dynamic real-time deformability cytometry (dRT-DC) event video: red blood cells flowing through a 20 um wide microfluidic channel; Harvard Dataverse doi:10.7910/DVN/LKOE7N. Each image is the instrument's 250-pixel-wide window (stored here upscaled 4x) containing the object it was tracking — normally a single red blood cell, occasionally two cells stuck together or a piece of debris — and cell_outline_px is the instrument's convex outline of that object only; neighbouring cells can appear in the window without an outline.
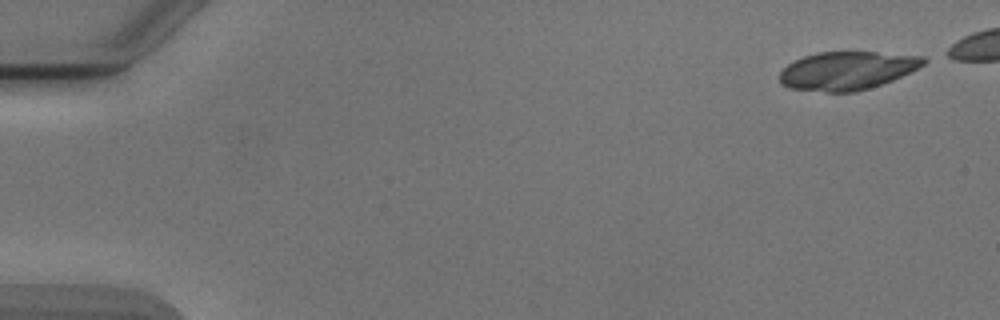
{"species": "Egyptian fruit bat (a non-hibernating species)", "species_latin": "Rousettus aegyptiacus", "temperature_condition": "cold", "stored_images_in_passage": 17, "camera_frame_rate_fps": 3000, "um_per_image_px": 0.085, "animal": {"sex": "male"}, "frame": {"image": 1, "passage_image": 1, "time_ms": 0.0, "image_size_px": [1000, 320], "cell_outline_px": [[928, 60], [924, 64], [892, 80], [856, 92], [828, 92], [788, 88], [780, 84], [780, 72], [788, 64], [804, 56], [816, 52], [876, 52], [924, 56]], "centroid_in_image_um": [71.98, 6.0], "position_along_channel_um": 13.0, "area_um2": 31.91}}